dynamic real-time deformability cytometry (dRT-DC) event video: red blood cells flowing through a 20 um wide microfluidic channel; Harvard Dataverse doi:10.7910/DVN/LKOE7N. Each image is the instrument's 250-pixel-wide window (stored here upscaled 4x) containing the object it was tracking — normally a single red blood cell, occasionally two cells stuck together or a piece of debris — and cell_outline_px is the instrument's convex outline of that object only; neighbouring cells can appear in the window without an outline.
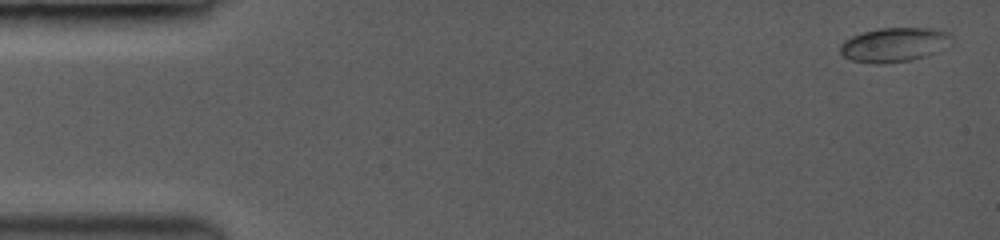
{"species": "common noctule bat (a hibernating species)", "species_latin": "Nyctalus noctula", "temperature_condition": "room temperature", "stored_images_in_passage": 23, "camera_frame_rate_fps": 3500, "um_per_image_px": 0.085, "animal": {"sex": "female", "body_mass_g": 19.0, "forearm_length_mm": 53.3}, "frame": {"image": 1, "passage_image": 1, "time_ms": 0.0, "image_size_px": [1000, 240], "cell_outline_px": [[944, 32], [924, 56], [908, 60], [852, 60], [844, 56], [840, 52], [840, 44], [852, 36], [864, 32], [884, 28], [920, 28]], "centroid_in_image_um": [75.65, 3.76], "position_along_channel_um": 9.3, "area_um2": 19.02}}
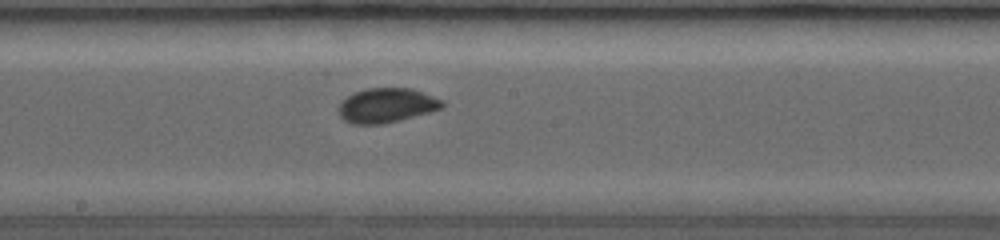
{"frame": {"image": 2, "passage_image": 12, "time_ms": 3.143, "image_size_px": [1000, 240], "cell_outline_px": [[444, 104], [440, 108], [428, 112], [380, 124], [352, 124], [344, 120], [340, 116], [340, 104], [348, 96], [356, 92], [368, 88], [408, 88], [420, 92], [440, 100]], "centroid_in_image_um": [32.8, 8.96], "position_along_channel_um": 215.4, "area_um2": 20.0}}
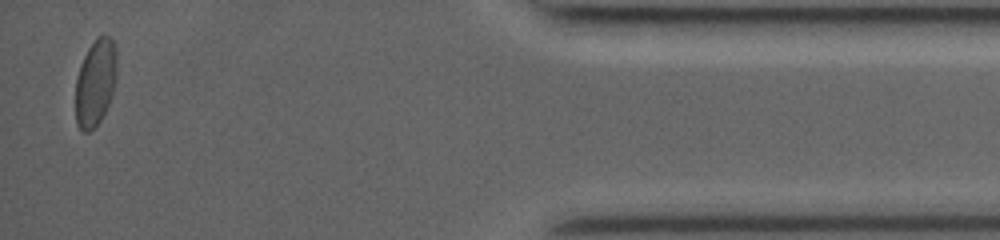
{"frame": {"image": 3, "passage_image": 23, "time_ms": 6.286, "image_size_px": [1000, 240], "cell_outline_px": [[116, 64], [112, 92], [108, 104], [100, 120], [88, 132], [84, 132], [76, 124], [76, 80], [80, 64], [88, 48], [96, 36], [104, 32], [112, 40], [116, 52]], "centroid_in_image_um": [8.09, 6.96], "position_along_channel_um": 427.1, "area_um2": 20.58}}